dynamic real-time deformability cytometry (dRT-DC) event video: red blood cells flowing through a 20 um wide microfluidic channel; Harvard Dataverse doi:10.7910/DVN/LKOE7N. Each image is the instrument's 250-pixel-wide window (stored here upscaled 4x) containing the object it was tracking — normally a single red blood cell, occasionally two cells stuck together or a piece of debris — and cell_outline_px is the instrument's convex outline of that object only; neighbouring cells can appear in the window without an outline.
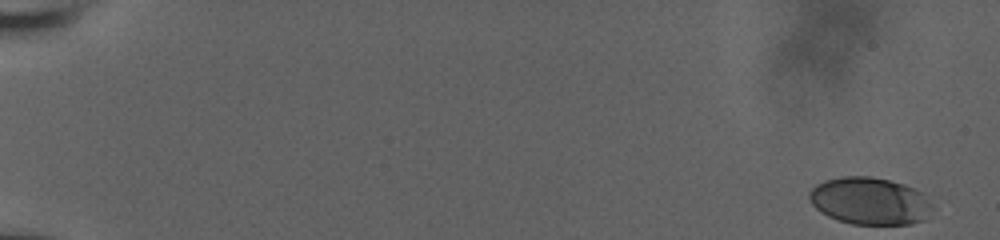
{"species": "human", "species_latin": "Homo sapiens", "temperature_condition": "room temperature", "stored_images_in_passage": 20, "camera_frame_rate_fps": 3000, "um_per_image_px": 0.085, "donor": {"sex": "male"}, "frame": {"image": 1, "passage_image": 1, "time_ms": 0.0, "image_size_px": [1000, 240], "cell_outline_px": [[932, 208], [924, 220], [912, 224], [852, 224], [828, 216], [820, 212], [812, 204], [808, 196], [808, 192], [816, 184], [824, 180], [844, 176], [868, 176], [888, 180], [904, 184], [924, 192]], "centroid_in_image_um": [73.92, 17.08], "position_along_channel_um": 11.1, "area_um2": 33.93}}
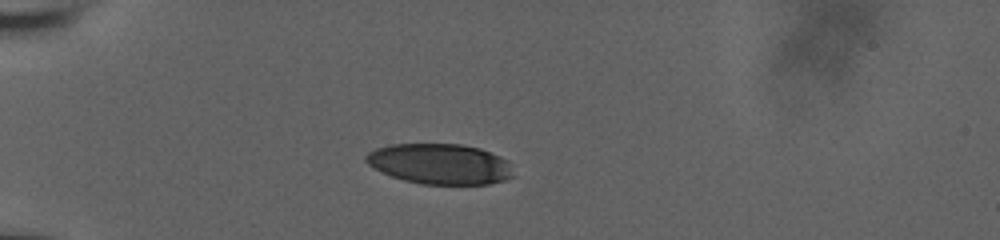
{"frame": {"image": 2, "passage_image": 17, "time_ms": 5.333, "image_size_px": [1000, 240], "cell_outline_px": [[512, 176], [504, 180], [488, 184], [420, 184], [404, 180], [392, 176], [368, 164], [364, 160], [364, 156], [368, 152], [376, 148], [392, 144], [460, 144], [480, 148], [500, 156], [508, 160]], "centroid_in_image_um": [37.38, 13.93], "position_along_channel_um": 47.6, "area_um2": 34.56}}